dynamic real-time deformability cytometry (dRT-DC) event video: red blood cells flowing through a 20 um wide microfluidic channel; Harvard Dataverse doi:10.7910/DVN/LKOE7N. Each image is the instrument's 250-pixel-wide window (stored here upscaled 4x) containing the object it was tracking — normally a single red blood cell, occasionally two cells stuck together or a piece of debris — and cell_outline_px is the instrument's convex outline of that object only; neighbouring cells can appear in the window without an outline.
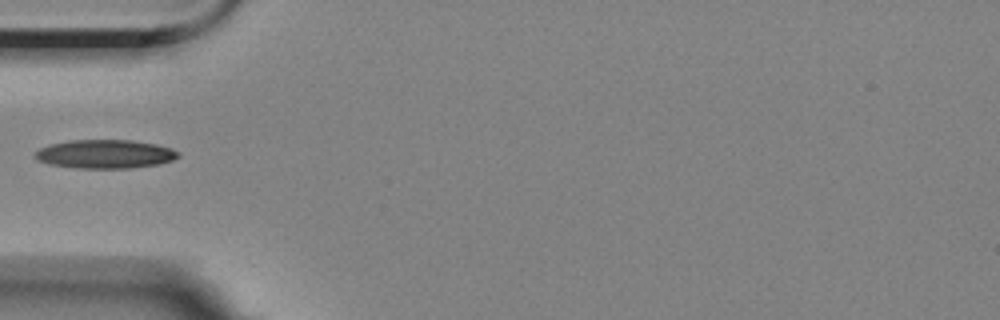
{"species": "Egyptian fruit bat (a non-hibernating species)", "species_latin": "Rousettus aegyptiacus", "temperature_condition": "room temperature", "stored_images_in_passage": 7, "camera_frame_rate_fps": 3000, "um_per_image_px": 0.085, "animal": {"sex": "female"}, "frame": {"image": 1, "passage_image": 5, "time_ms": 5.333, "image_size_px": [1000, 320], "cell_outline_px": [[180, 156], [172, 160], [160, 164], [128, 168], [72, 168], [48, 164], [36, 160], [32, 156], [40, 148], [48, 144], [72, 140], [132, 140], [156, 144], [172, 148], [180, 152]], "centroid_in_image_um": [8.91, 13.09], "position_along_channel_um": 76.1, "area_um2": 24.22}}
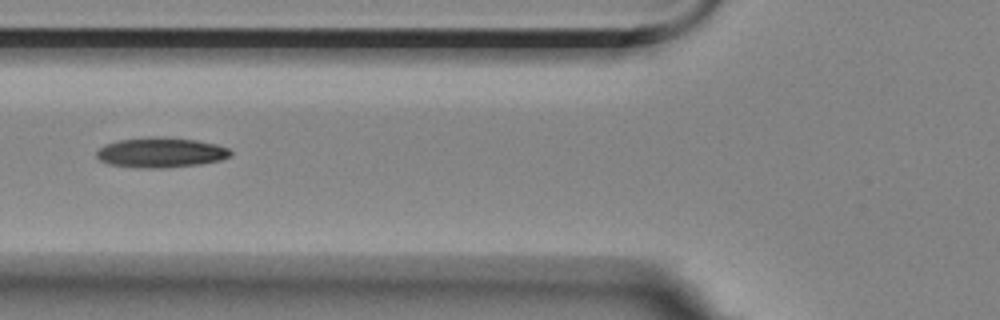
{"frame": {"image": 2, "passage_image": 6, "time_ms": 6.333, "image_size_px": [1000, 320], "cell_outline_px": [[232, 156], [220, 160], [200, 164], [164, 168], [136, 168], [108, 164], [100, 160], [96, 156], [96, 152], [104, 144], [120, 140], [152, 136], [156, 136], [196, 140], [216, 144], [228, 148], [232, 152]], "centroid_in_image_um": [13.66, 12.97], "position_along_channel_um": 112.1, "area_um2": 23.58}}
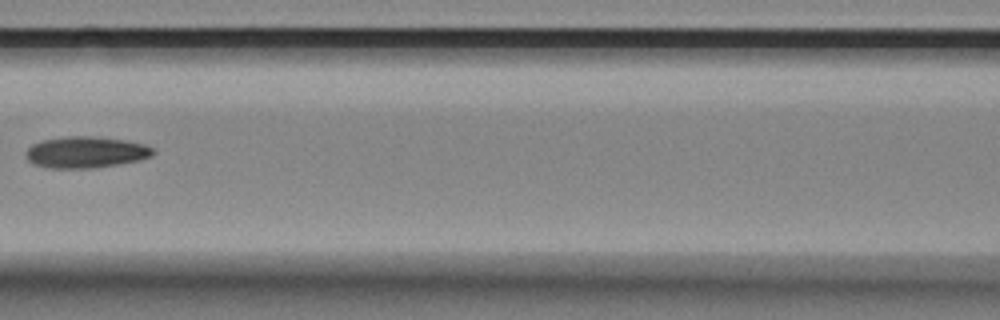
{"frame": {"image": 3, "passage_image": 7, "time_ms": 7.667, "image_size_px": [1000, 320], "cell_outline_px": [[156, 152], [152, 156], [140, 160], [96, 168], [48, 168], [32, 164], [24, 156], [24, 152], [32, 144], [40, 140], [68, 136], [96, 136], [124, 140], [144, 144], [152, 148]], "centroid_in_image_um": [7.26, 12.94], "position_along_channel_um": 159.3, "area_um2": 23.58}}